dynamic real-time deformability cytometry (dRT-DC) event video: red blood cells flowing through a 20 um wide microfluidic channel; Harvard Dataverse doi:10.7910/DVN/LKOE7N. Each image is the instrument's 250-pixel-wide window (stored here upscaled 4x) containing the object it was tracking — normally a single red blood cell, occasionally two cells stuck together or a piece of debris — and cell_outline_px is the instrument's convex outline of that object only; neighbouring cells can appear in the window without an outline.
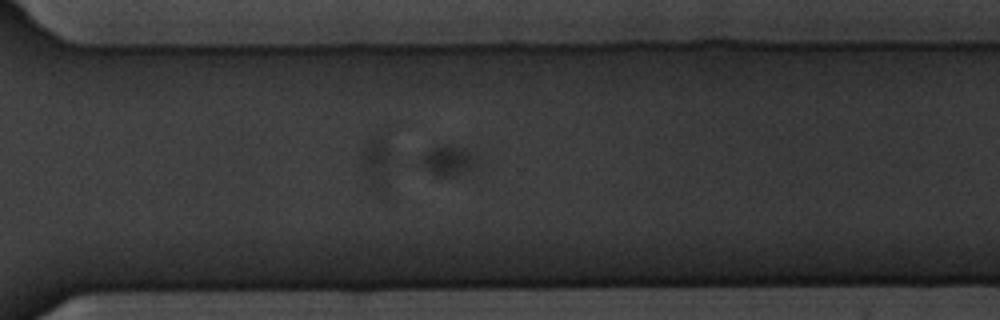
{"species": "common noctule bat (a hibernating species)", "species_latin": "Nyctalus noctula", "temperature_condition": "warm", "stored_images_in_passage": 54, "segment_of_instrument_passage": [2, 3], "camera_frame_rate_fps": 3000, "um_per_image_px": 0.085, "animal": {"sex": "male", "body_mass_g": 20.1, "forearm_length_mm": 53.5}, "frame": {"image": 1, "passage_image": 39, "time_ms": 12.667, "image_size_px": [1000, 320], "cell_outline_px": [[484, 156], [476, 164], [456, 176], [436, 176], [428, 172], [420, 164], [424, 156], [432, 148], [440, 144], [452, 144], [476, 152]], "centroid_in_image_um": [38.2, 13.61], "position_along_channel_um": 332.4, "area_um2": 10.12}}